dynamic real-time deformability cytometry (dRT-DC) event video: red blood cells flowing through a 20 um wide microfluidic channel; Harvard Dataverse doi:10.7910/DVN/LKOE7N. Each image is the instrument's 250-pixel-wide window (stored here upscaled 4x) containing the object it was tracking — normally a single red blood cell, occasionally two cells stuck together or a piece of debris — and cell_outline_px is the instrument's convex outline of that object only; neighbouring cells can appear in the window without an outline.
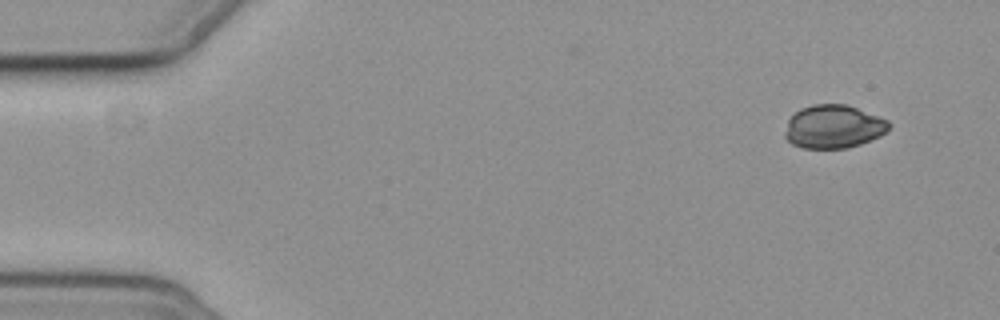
{"species": "common noctule bat (a hibernating species)", "species_latin": "Nyctalus noctula", "temperature_condition": "cold", "stored_images_in_passage": 5, "camera_frame_rate_fps": 3000, "um_per_image_px": 0.085, "animal": {"sex": "female", "body_mass_g": 19.3, "forearm_length_mm": 54.1}, "frame": {"image": 1, "passage_image": 1, "time_ms": 0.0, "image_size_px": [1000, 320], "cell_outline_px": [[892, 124], [880, 136], [860, 144], [848, 148], [804, 148], [792, 144], [784, 136], [784, 132], [788, 120], [800, 108], [812, 104], [848, 104], [888, 120]], "centroid_in_image_um": [70.84, 10.76], "position_along_channel_um": 14.2, "area_um2": 26.3}}
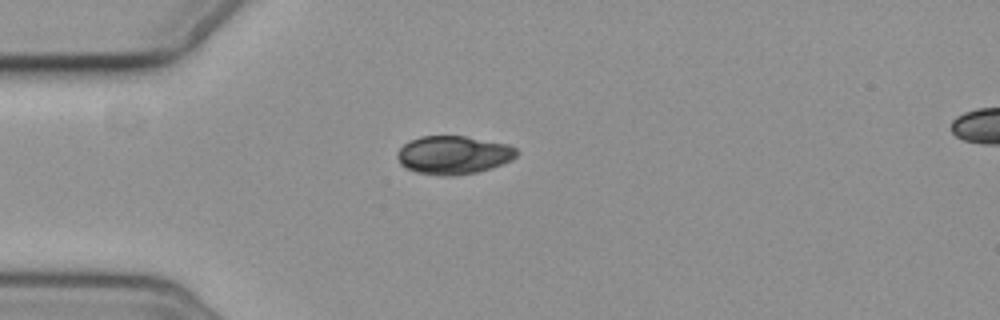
{"frame": {"image": 2, "passage_image": 4, "time_ms": 3.667, "image_size_px": [1000, 320], "cell_outline_px": [[516, 156], [512, 160], [492, 168], [476, 172], [456, 176], [440, 176], [416, 172], [404, 168], [400, 164], [396, 156], [396, 152], [404, 144], [420, 136], [464, 136], [508, 144], [516, 148]], "centroid_in_image_um": [38.52, 13.19], "position_along_channel_um": 46.5, "area_um2": 26.82}}